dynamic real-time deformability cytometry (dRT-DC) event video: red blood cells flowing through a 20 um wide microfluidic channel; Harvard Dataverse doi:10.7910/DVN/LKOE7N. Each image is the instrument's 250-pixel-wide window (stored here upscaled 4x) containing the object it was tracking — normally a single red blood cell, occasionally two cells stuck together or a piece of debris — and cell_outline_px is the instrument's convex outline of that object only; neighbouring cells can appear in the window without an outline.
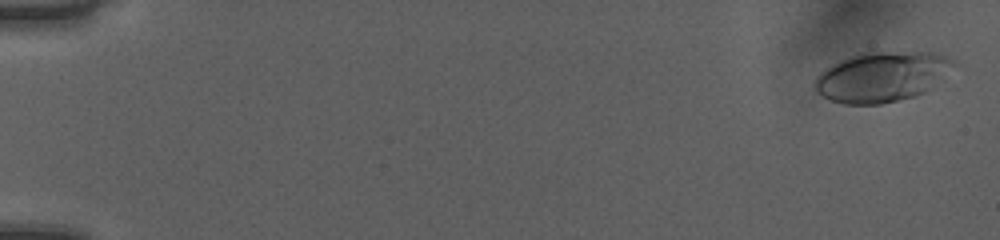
{"species": "human", "species_latin": "Homo sapiens", "temperature_condition": "room temperature", "stored_images_in_passage": 52, "camera_frame_rate_fps": 3000, "um_per_image_px": 0.085, "donor": {"sex": "female"}, "frame": {"image": 1, "passage_image": 2, "time_ms": 0.333, "image_size_px": [1000, 240], "cell_outline_px": [[956, 64], [944, 80], [932, 88], [916, 96], [880, 104], [844, 104], [832, 100], [816, 92], [816, 76], [820, 72], [832, 64], [840, 60], [864, 52], [928, 52], [944, 56], [956, 60]], "centroid_in_image_um": [75.02, 6.52], "position_along_channel_um": 10.0, "area_um2": 40.52}}
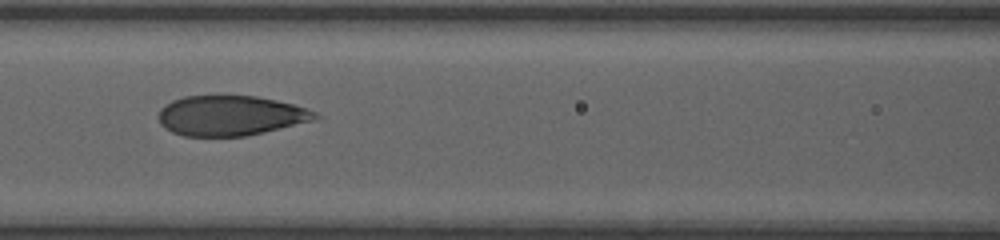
{"frame": {"image": 2, "passage_image": 25, "time_ms": 8.0, "image_size_px": [1000, 240], "cell_outline_px": [[320, 116], [312, 120], [264, 132], [244, 136], [184, 136], [172, 132], [164, 128], [160, 124], [156, 116], [160, 108], [164, 104], [172, 100], [184, 96], [256, 96], [276, 100], [292, 104], [316, 112]], "centroid_in_image_um": [19.5, 9.82], "position_along_channel_um": 147.1, "area_um2": 36.47}}
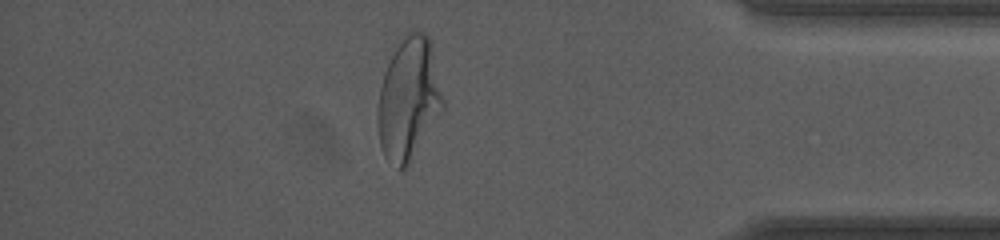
{"frame": {"image": 3, "passage_image": 46, "time_ms": 15.0, "image_size_px": [1000, 240], "cell_outline_px": [[444, 108], [408, 164], [400, 172], [384, 156], [380, 144], [376, 120], [376, 112], [380, 88], [384, 72], [396, 48], [408, 32], [416, 28], [424, 32], [428, 36], [444, 100]], "centroid_in_image_um": [34.71, 8.44], "position_along_channel_um": 400.5, "area_um2": 46.01}, "authors_computed_cell_mechanics": {"area_um2": 38.4081, "velocity_mm_per_s": 4.018, "shape_relaxation_time_tau1_ms": 3.6537, "shape_relaxation_time_tau2_ms": 0.6402, "deformation_change_tau1": 0.1539, "deformation_change_tau2": 0.0641}}